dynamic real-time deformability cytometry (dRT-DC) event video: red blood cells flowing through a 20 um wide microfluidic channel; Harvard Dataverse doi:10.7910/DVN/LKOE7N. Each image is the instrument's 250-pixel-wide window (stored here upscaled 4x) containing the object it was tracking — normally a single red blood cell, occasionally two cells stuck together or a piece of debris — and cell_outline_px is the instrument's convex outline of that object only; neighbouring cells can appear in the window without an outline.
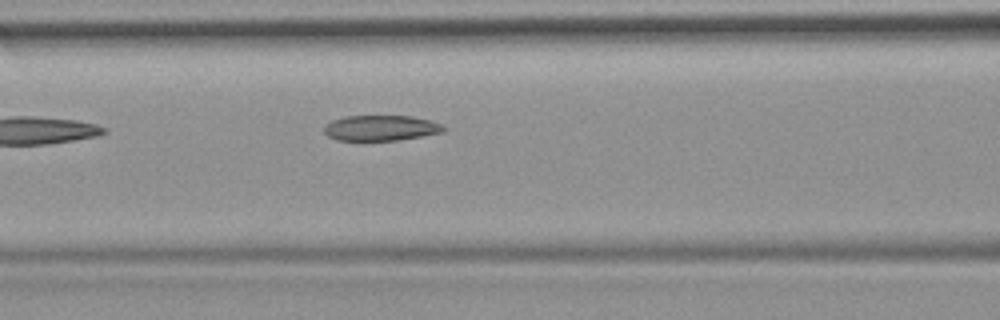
{"species": "common noctule bat (a hibernating species)", "species_latin": "Nyctalus noctula", "temperature_condition": "room temperature", "stored_images_in_passage": 6, "camera_frame_rate_fps": 3000, "um_per_image_px": 0.085, "animal": {"sex": "female", "body_mass_g": 19.9}, "frame": {"image": 1, "passage_image": 6, "time_ms": 1.667, "image_size_px": [1000, 320], "cell_outline_px": [[448, 128], [444, 132], [400, 140], [336, 140], [328, 136], [324, 132], [324, 124], [332, 120], [344, 116], [412, 116], [444, 124]], "centroid_in_image_um": [32.39, 10.87], "position_along_channel_um": 134.2, "area_um2": 17.92}}